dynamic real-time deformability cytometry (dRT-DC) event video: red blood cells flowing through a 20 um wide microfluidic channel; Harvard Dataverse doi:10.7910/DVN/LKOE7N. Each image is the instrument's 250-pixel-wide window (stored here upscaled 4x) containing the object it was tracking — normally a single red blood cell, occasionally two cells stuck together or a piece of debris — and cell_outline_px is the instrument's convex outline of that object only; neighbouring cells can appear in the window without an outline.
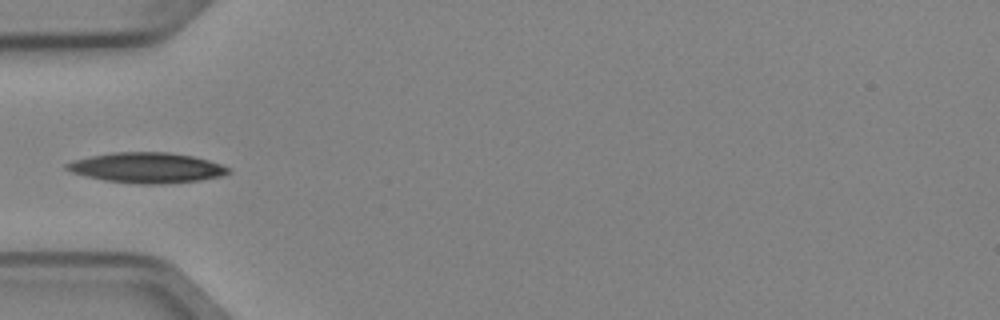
{"species": "Egyptian fruit bat (a non-hibernating species)", "species_latin": "Rousettus aegyptiacus", "temperature_condition": "cold", "stored_images_in_passage": 4, "camera_frame_rate_fps": 3000, "um_per_image_px": 0.085, "animal": {"sex": "female"}, "frame": {"image": 1, "passage_image": 4, "time_ms": 1.0, "image_size_px": [1000, 320], "cell_outline_px": [[232, 172], [224, 176], [200, 180], [160, 184], [140, 184], [104, 180], [72, 172], [64, 168], [64, 164], [72, 160], [112, 152], [168, 152], [192, 156], [208, 160], [232, 168]], "centroid_in_image_um": [12.51, 14.25], "position_along_channel_um": 72.5, "area_um2": 28.61}}